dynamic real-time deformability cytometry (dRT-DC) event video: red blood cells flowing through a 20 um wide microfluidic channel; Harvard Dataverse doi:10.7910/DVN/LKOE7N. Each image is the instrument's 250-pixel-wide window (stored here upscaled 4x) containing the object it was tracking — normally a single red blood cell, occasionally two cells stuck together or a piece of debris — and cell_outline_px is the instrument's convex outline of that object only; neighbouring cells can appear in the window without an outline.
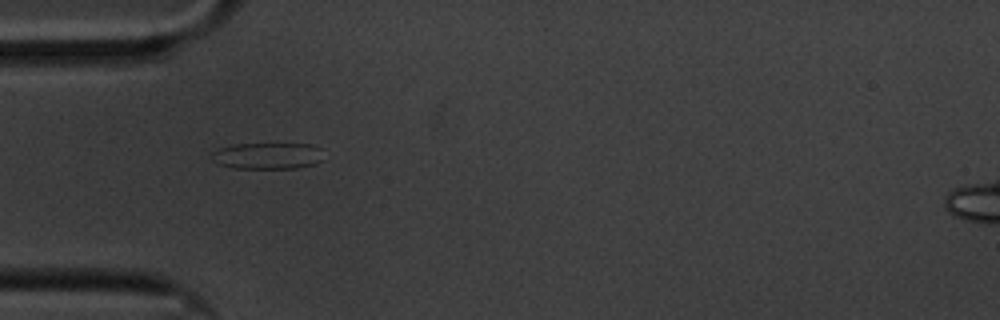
{"species": "common noctule bat (a hibernating species)", "species_latin": "Nyctalus noctula", "temperature_condition": "cold", "stored_images_in_passage": 42, "camera_frame_rate_fps": 3000, "um_per_image_px": 0.085, "animal": {"sex": "male", "body_mass_g": 20.1, "forearm_length_mm": 53.5}, "frame": {"image": 1, "passage_image": 1, "time_ms": 0.0, "image_size_px": [1000, 320], "cell_outline_px": [[324, 160], [316, 164], [296, 168], [232, 168], [216, 164], [212, 160], [212, 152], [220, 148], [232, 144], [312, 144], [320, 148]], "centroid_in_image_um": [22.75, 13.25], "position_along_channel_um": 62.2, "area_um2": 17.46}}
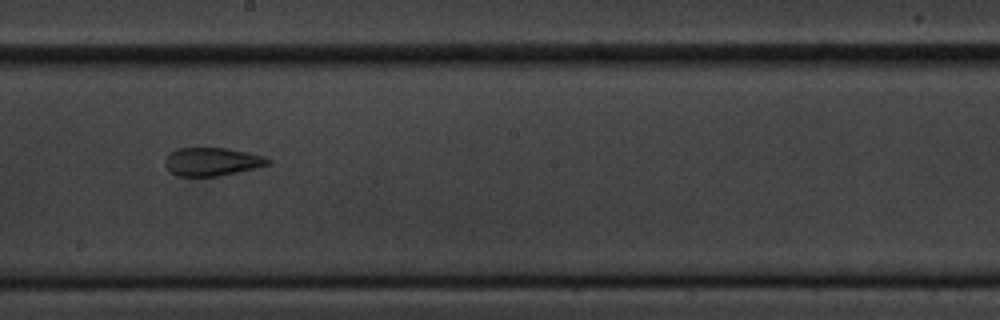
{"frame": {"image": 2, "passage_image": 16, "time_ms": 5.0, "image_size_px": [1000, 320], "cell_outline_px": [[272, 164], [236, 172], [216, 176], [176, 176], [164, 164], [164, 160], [176, 148], [224, 148], [248, 152], [264, 156], [272, 160]], "centroid_in_image_um": [18.04, 13.74], "position_along_channel_um": 230.2, "area_um2": 16.82}}
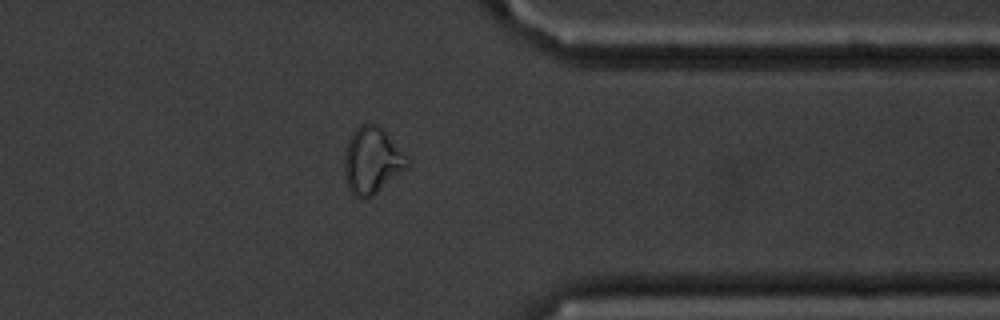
{"frame": {"image": 3, "passage_image": 30, "time_ms": 9.667, "image_size_px": [1000, 320], "cell_outline_px": [[412, 160], [400, 172], [372, 196], [360, 200], [348, 188], [344, 176], [344, 156], [348, 140], [352, 132], [360, 124], [376, 124], [384, 128]], "centroid_in_image_um": [31.62, 13.61], "position_along_channel_um": 379.8, "area_um2": 24.51}, "authors_computed_cell_mechanics": {"area_um2": 17.4556, "velocity_mm_per_s": 3.3757, "shape_relaxation_time_tau1_ms": null, "shape_relaxation_time_tau2_ms": 2.8456, "deformation_change_tau1": null, "deformation_change_tau2": 0.1159}}